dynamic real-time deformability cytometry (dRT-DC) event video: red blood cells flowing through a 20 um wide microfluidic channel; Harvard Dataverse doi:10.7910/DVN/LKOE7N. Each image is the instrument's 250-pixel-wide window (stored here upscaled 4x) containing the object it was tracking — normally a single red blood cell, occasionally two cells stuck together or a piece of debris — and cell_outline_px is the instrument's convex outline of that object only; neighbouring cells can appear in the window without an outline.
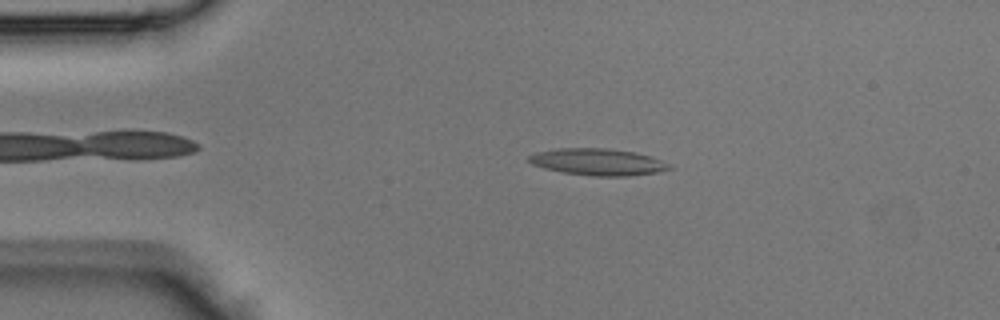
{"species": "Egyptian fruit bat (a non-hibernating species)", "species_latin": "Rousettus aegyptiacus", "temperature_condition": "room temperature", "stored_images_in_passage": 43, "camera_frame_rate_fps": 3000, "um_per_image_px": 0.085, "animal": {"sex": "male"}, "frame": {"image": 1, "passage_image": 8, "time_ms": 2.333, "image_size_px": [1000, 320], "cell_outline_px": [[672, 168], [656, 172], [628, 176], [592, 176], [564, 172], [544, 168], [532, 164], [528, 160], [528, 156], [536, 152], [556, 148], [608, 148], [636, 152], [660, 160]], "centroid_in_image_um": [50.76, 13.76], "position_along_channel_um": 34.2, "area_um2": 21.68}}
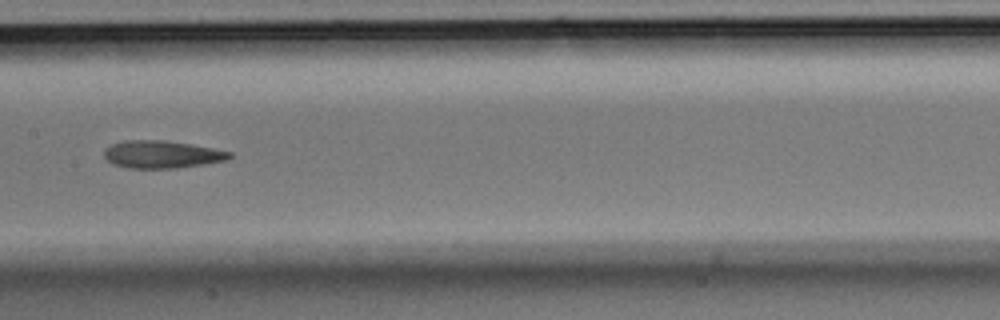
{"frame": {"image": 2, "passage_image": 21, "time_ms": 6.667, "image_size_px": [1000, 320], "cell_outline_px": [[232, 156], [228, 160], [204, 164], [176, 168], [128, 168], [112, 164], [104, 156], [104, 148], [112, 144], [124, 140], [164, 140], [192, 144], [232, 152]], "centroid_in_image_um": [13.75, 13.12], "position_along_channel_um": 193.6, "area_um2": 20.23}}
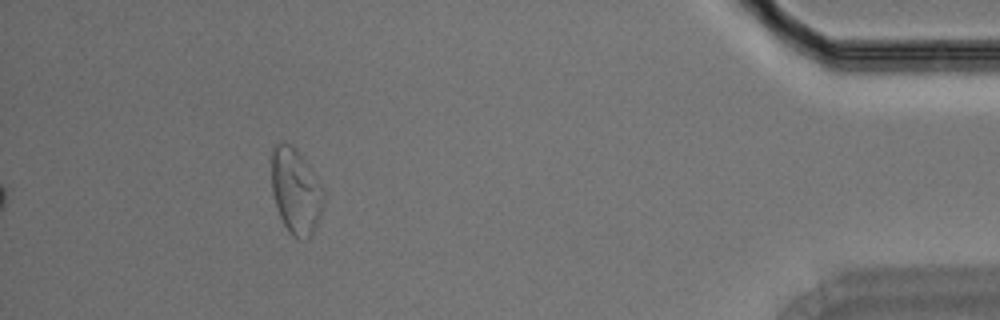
{"frame": {"image": 3, "passage_image": 39, "time_ms": 12.667, "image_size_px": [1000, 320], "cell_outline_px": [[324, 200], [316, 228], [308, 236], [292, 236], [288, 232], [280, 216], [272, 192], [272, 148], [280, 140], [292, 144], [296, 148], [308, 164], [324, 188]], "centroid_in_image_um": [25.14, 16.17], "position_along_channel_um": 410.1, "area_um2": 25.84}}